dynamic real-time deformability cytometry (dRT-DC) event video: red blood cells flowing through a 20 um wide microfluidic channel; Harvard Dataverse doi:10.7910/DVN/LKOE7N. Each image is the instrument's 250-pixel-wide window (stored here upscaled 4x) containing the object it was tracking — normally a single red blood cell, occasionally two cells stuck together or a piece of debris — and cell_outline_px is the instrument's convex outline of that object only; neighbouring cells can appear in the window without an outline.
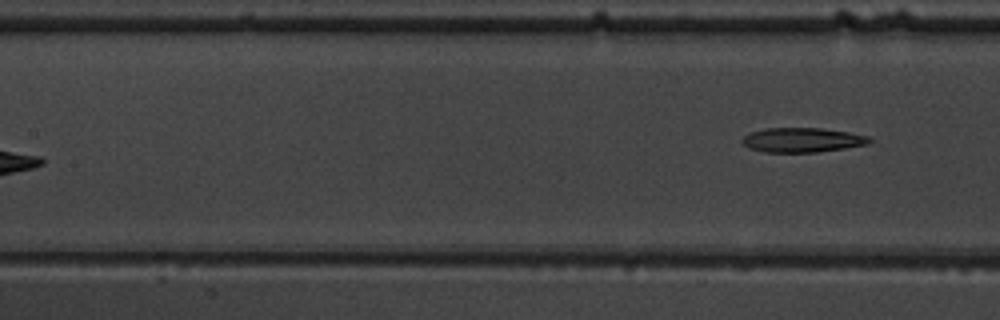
{"species": "common noctule bat (a hibernating species)", "species_latin": "Nyctalus noctula", "temperature_condition": "warm", "stored_images_in_passage": 9, "segment_of_instrument_passage": [2, 2], "camera_frame_rate_fps": 3000, "um_per_image_px": 0.085, "animal": {"sex": "male", "body_mass_g": 19.5, "forearm_length_mm": 54.6}, "frame": {"image": 1, "passage_image": 9, "time_ms": 10.0, "image_size_px": [1000, 320], "cell_outline_px": [[872, 140], [868, 144], [844, 148], [816, 152], [764, 152], [748, 148], [740, 140], [744, 136], [752, 132], [764, 128], [820, 128], [848, 132], [868, 136]], "centroid_in_image_um": [68.17, 11.9], "position_along_channel_um": 139.2, "area_um2": 18.09}}